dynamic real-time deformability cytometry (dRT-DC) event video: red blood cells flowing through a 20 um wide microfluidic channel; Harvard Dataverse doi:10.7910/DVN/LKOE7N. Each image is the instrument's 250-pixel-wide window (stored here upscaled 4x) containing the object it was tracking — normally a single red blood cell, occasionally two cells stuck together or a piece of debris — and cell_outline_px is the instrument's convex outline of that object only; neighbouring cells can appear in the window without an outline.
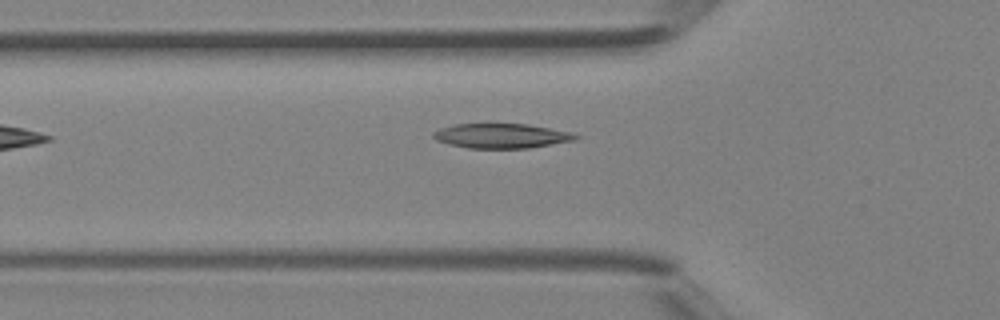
{"species": "Egyptian fruit bat (a non-hibernating species)", "species_latin": "Rousettus aegyptiacus", "temperature_condition": "room temperature", "stored_images_in_passage": 26, "camera_frame_rate_fps": 3000, "um_per_image_px": 0.085, "animal": {"sex": "female"}, "frame": {"image": 1, "passage_image": 3, "time_ms": 0.667, "image_size_px": [1000, 320], "cell_outline_px": [[580, 136], [576, 140], [528, 148], [468, 148], [448, 144], [436, 140], [432, 136], [432, 132], [440, 128], [452, 124], [488, 120], [492, 120], [528, 124], [568, 132]], "centroid_in_image_um": [42.51, 11.49], "position_along_channel_um": 83.3, "area_um2": 21.5}}
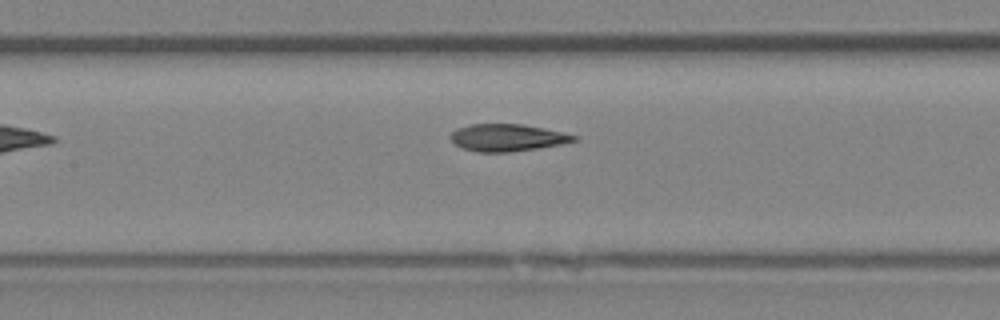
{"frame": {"image": 2, "passage_image": 8, "time_ms": 2.333, "image_size_px": [1000, 320], "cell_outline_px": [[580, 140], [560, 144], [536, 148], [508, 152], [476, 152], [464, 148], [456, 144], [448, 136], [456, 128], [468, 124], [524, 124], [544, 128], [580, 136]], "centroid_in_image_um": [43.13, 11.69], "position_along_channel_um": 164.3, "area_um2": 19.59}}
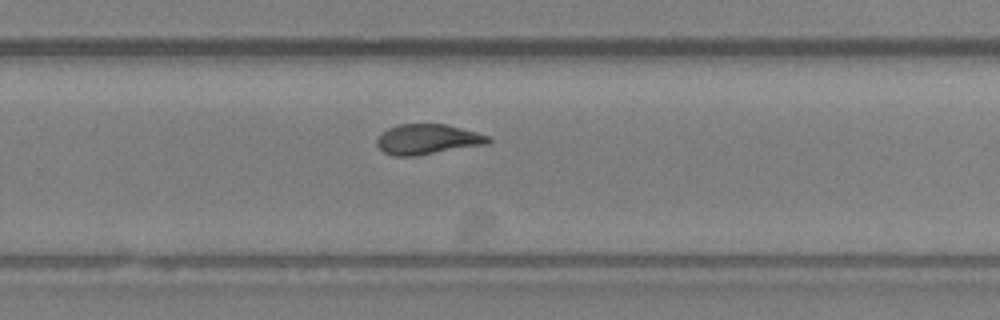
{"frame": {"image": 3, "passage_image": 16, "time_ms": 5.0, "image_size_px": [1000, 320], "cell_outline_px": [[492, 140], [488, 144], [416, 156], [392, 156], [384, 152], [376, 144], [376, 140], [380, 132], [388, 128], [400, 124], [444, 124], [492, 136]], "centroid_in_image_um": [36.34, 11.84], "position_along_channel_um": 293.5, "area_um2": 19.77}}